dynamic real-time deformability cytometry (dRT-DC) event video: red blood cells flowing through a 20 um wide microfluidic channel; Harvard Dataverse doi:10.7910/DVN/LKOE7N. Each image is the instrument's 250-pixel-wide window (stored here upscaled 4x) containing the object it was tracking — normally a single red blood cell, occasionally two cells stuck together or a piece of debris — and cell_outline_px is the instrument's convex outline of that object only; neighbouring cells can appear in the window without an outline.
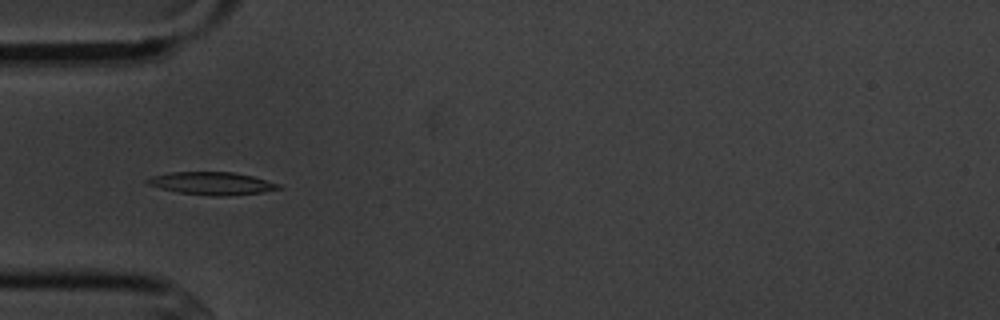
{"species": "common noctule bat (a hibernating species)", "species_latin": "Nyctalus noctula", "temperature_condition": "cold", "stored_images_in_passage": 8, "camera_frame_rate_fps": 3000, "um_per_image_px": 0.085, "animal": {"sex": "male", "body_mass_g": 20.1, "forearm_length_mm": 53.5}, "frame": {"image": 1, "passage_image": 4, "time_ms": 3.333, "image_size_px": [1000, 320], "cell_outline_px": [[284, 188], [264, 192], [228, 196], [212, 196], [180, 192], [160, 188], [148, 184], [144, 180], [152, 176], [168, 172], [232, 172], [252, 176], [280, 184]], "centroid_in_image_um": [18.04, 15.59], "position_along_channel_um": 67.0, "area_um2": 17.4}}
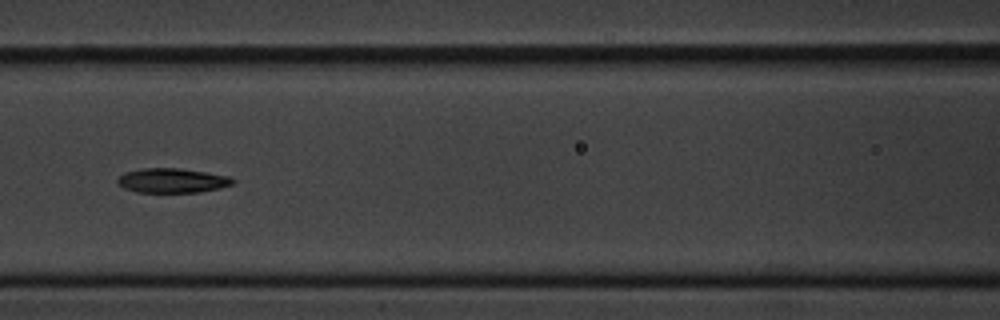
{"frame": {"image": 2, "passage_image": 6, "time_ms": 5.667, "image_size_px": [1000, 320], "cell_outline_px": [[236, 180], [232, 184], [220, 188], [200, 192], [136, 192], [124, 188], [116, 180], [124, 172], [144, 168], [180, 168], [228, 176]], "centroid_in_image_um": [14.63, 15.34], "position_along_channel_um": 152.0, "area_um2": 16.36}}
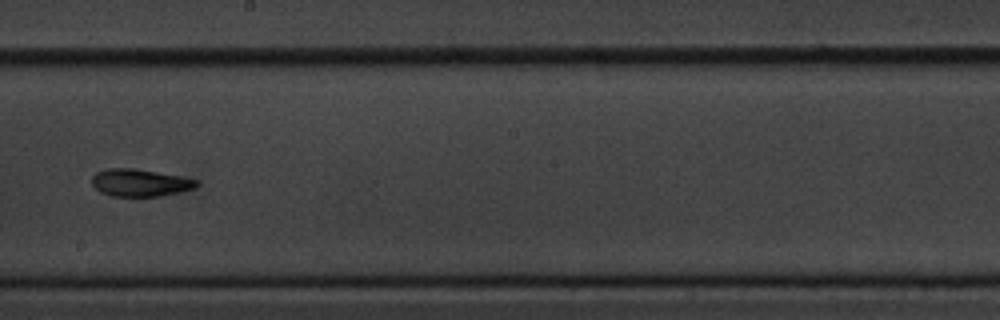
{"frame": {"image": 3, "passage_image": 8, "time_ms": 8.0, "image_size_px": [1000, 320], "cell_outline_px": [[200, 184], [196, 188], [180, 192], [160, 196], [112, 196], [100, 192], [92, 184], [92, 176], [96, 172], [108, 168], [132, 168], [180, 176], [200, 180]], "centroid_in_image_um": [11.93, 15.53], "position_along_channel_um": 236.3, "area_um2": 16.76}}